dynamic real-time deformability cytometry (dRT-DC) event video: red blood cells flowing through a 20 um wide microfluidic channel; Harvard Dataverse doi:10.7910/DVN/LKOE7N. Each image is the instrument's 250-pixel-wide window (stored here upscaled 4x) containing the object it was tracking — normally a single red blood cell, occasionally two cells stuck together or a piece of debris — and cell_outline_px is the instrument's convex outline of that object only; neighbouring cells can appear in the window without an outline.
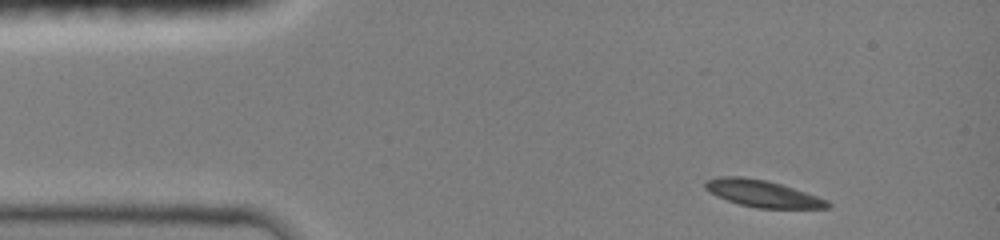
{"species": "common noctule bat (a hibernating species)", "species_latin": "Nyctalus noctula", "temperature_condition": "room temperature", "stored_images_in_passage": 40, "camera_frame_rate_fps": 3000, "um_per_image_px": 0.085, "animal": {"sex": "female", "body_mass_g": 19.0, "forearm_length_mm": 51.5}, "frame": {"image": 1, "passage_image": 1, "time_ms": 0.0, "image_size_px": [1000, 240], "cell_outline_px": [[832, 204], [828, 208], [756, 208], [740, 204], [716, 196], [704, 188], [704, 184], [708, 180], [720, 176], [744, 176], [768, 180], [828, 200]], "centroid_in_image_um": [64.8, 16.45], "position_along_channel_um": 20.2, "area_um2": 19.02}}
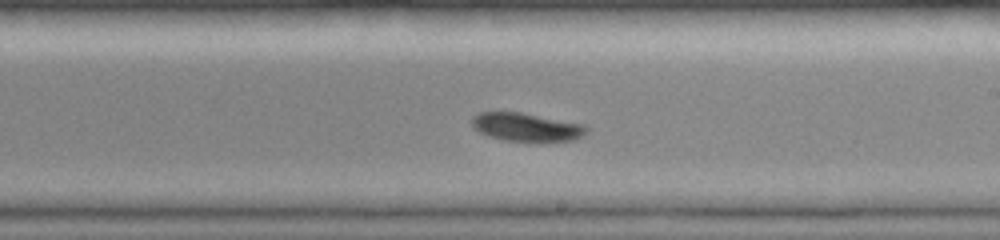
{"frame": {"image": 2, "passage_image": 23, "time_ms": 7.333, "image_size_px": [1000, 240], "cell_outline_px": [[588, 132], [572, 140], [504, 140], [488, 136], [472, 128], [472, 116], [480, 112], [520, 112], [584, 124], [588, 128]], "centroid_in_image_um": [44.7, 10.78], "position_along_channel_um": 244.3, "area_um2": 18.55}}
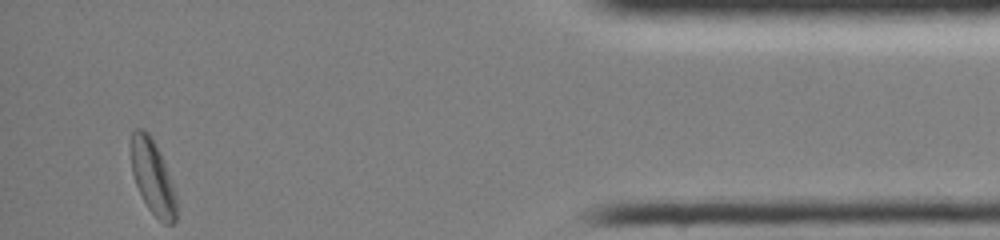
{"frame": {"image": 3, "passage_image": 40, "time_ms": 13.0, "image_size_px": [1000, 240], "cell_outline_px": [[176, 220], [172, 224], [164, 224], [148, 208], [136, 184], [132, 172], [132, 128], [144, 128], [148, 132], [160, 152], [176, 192]], "centroid_in_image_um": [13.0, 15.05], "position_along_channel_um": 422.2, "area_um2": 19.42}, "authors_computed_cell_mechanics": {"area_um2": 19.4786, "velocity_mm_per_s": 4.0099, "shape_relaxation_time_tau1_ms": 3.9648, "shape_relaxation_time_tau2_ms": null, "deformation_change_tau1": 0.1125, "deformation_change_tau2": null}}